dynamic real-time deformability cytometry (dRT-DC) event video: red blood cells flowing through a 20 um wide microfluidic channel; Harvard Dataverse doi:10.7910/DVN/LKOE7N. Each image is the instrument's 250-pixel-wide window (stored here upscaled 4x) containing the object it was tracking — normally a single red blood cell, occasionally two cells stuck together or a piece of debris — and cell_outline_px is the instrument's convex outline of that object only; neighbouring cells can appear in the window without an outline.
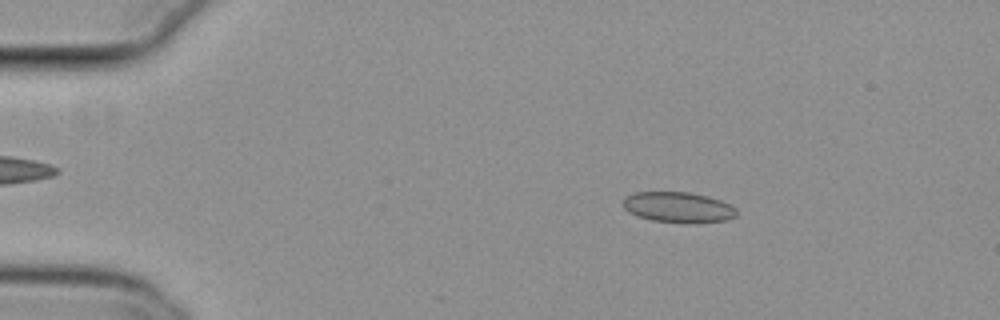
{"species": "common noctule bat (a hibernating species)", "species_latin": "Nyctalus noctula", "temperature_condition": "cold", "stored_images_in_passage": 54, "camera_frame_rate_fps": 3000, "um_per_image_px": 0.085, "animal": {"sex": "female", "body_mass_g": 29.2, "forearm_length_mm": 56.3}, "frame": {"image": 1, "passage_image": 9, "time_ms": 2.667, "image_size_px": [1000, 320], "cell_outline_px": [[736, 216], [728, 220], [652, 220], [628, 212], [624, 208], [624, 200], [628, 196], [636, 192], [688, 192], [708, 196], [720, 200], [736, 208]], "centroid_in_image_um": [57.64, 17.56], "position_along_channel_um": 27.4, "area_um2": 19.07}}
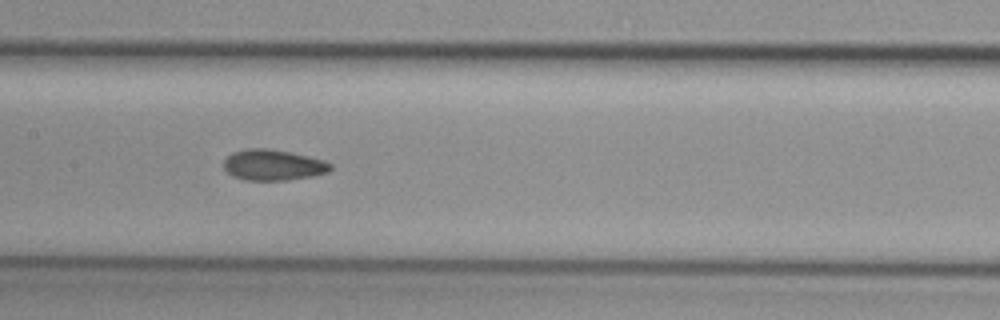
{"frame": {"image": 2, "passage_image": 27, "time_ms": 8.667, "image_size_px": [1000, 320], "cell_outline_px": [[332, 168], [328, 172], [312, 176], [288, 180], [244, 180], [232, 176], [224, 168], [224, 160], [232, 152], [248, 148], [268, 148], [292, 152], [324, 160], [332, 164]], "centroid_in_image_um": [23.22, 14.02], "position_along_channel_um": 184.2, "area_um2": 19.31}}
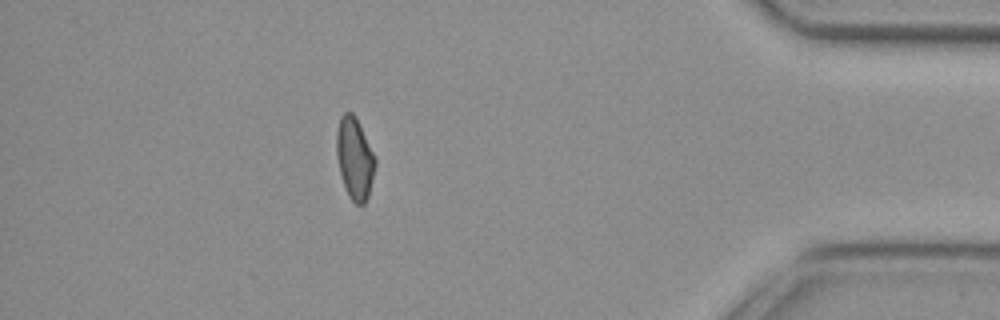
{"frame": {"image": 3, "passage_image": 48, "time_ms": 15.667, "image_size_px": [1000, 320], "cell_outline_px": [[376, 164], [368, 196], [364, 204], [356, 204], [348, 196], [340, 172], [336, 156], [336, 132], [340, 116], [344, 112], [352, 112], [356, 116], [376, 156]], "centroid_in_image_um": [30.15, 13.42], "position_along_channel_um": 405.1, "area_um2": 18.61}, "authors_computed_cell_mechanics": {"area_um2": 19.2185, "velocity_mm_per_s": 3.7927, "shape_relaxation_time_tau1_ms": null, "shape_relaxation_time_tau2_ms": 2.5956, "deformation_change_tau1": null, "deformation_change_tau2": 0.0658}}